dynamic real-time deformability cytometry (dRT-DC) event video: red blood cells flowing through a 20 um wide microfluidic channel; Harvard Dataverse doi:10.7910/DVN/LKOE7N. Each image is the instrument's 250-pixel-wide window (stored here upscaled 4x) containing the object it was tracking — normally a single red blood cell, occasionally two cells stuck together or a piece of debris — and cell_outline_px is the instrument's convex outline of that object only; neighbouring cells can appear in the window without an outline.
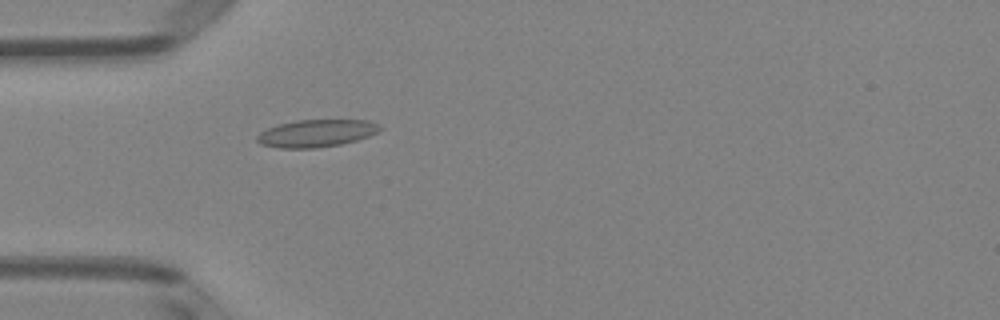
{"species": "Egyptian fruit bat (a non-hibernating species)", "species_latin": "Rousettus aegyptiacus", "temperature_condition": "room temperature", "stored_images_in_passage": 30, "camera_frame_rate_fps": 3000, "um_per_image_px": 0.085, "animal": {"sex": "female"}, "frame": {"image": 1, "passage_image": 11, "time_ms": 3.333, "image_size_px": [1000, 320], "cell_outline_px": [[384, 128], [380, 132], [356, 140], [340, 144], [316, 148], [280, 148], [260, 144], [256, 140], [256, 136], [260, 132], [268, 128], [280, 124], [296, 120], [368, 120]], "centroid_in_image_um": [26.9, 11.33], "position_along_channel_um": 58.1, "area_um2": 19.59}}
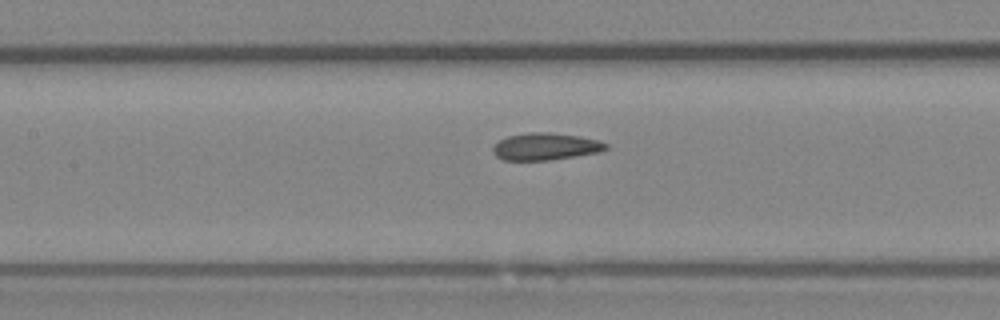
{"frame": {"image": 2, "passage_image": 19, "time_ms": 6.0, "image_size_px": [1000, 320], "cell_outline_px": [[608, 148], [600, 152], [576, 156], [548, 160], [500, 160], [492, 152], [492, 148], [500, 140], [508, 136], [532, 132], [548, 132], [580, 136], [600, 140], [608, 144]], "centroid_in_image_um": [46.39, 12.46], "position_along_channel_um": 161.0, "area_um2": 17.92}}
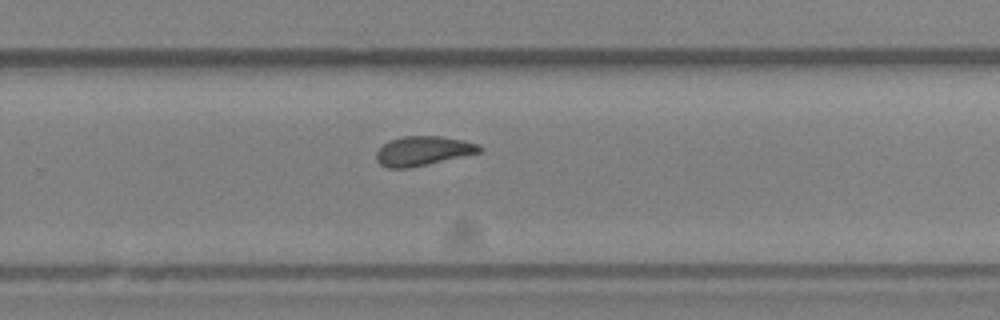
{"frame": {"image": 3, "passage_image": 29, "time_ms": 9.333, "image_size_px": [1000, 320], "cell_outline_px": [[484, 148], [480, 152], [408, 168], [388, 168], [380, 164], [376, 160], [376, 152], [384, 144], [392, 140], [404, 136], [440, 136], [480, 144]], "centroid_in_image_um": [35.95, 12.82], "position_along_channel_um": 293.9, "area_um2": 17.34}}